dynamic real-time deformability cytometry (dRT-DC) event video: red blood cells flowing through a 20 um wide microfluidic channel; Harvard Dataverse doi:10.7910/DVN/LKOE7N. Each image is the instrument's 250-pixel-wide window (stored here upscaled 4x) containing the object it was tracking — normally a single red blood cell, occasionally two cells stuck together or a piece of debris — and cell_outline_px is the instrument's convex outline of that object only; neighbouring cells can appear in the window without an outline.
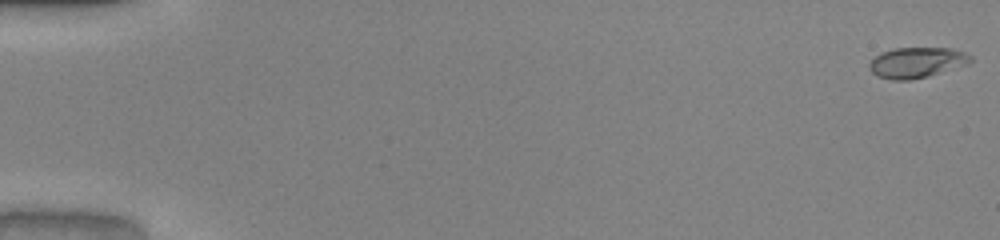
{"species": "common noctule bat (a hibernating species)", "species_latin": "Nyctalus noctula", "temperature_condition": "warm", "stored_images_in_passage": 49, "camera_frame_rate_fps": 3000, "um_per_image_px": 0.085, "animal": {"sex": "male", "body_mass_g": 20.0, "forearm_length_mm": 53.3}, "frame": {"image": 1, "passage_image": 1, "time_ms": 0.0, "image_size_px": [1000, 240], "cell_outline_px": [[972, 60], [968, 64], [928, 76], [908, 80], [892, 80], [876, 76], [868, 68], [868, 64], [880, 52], [892, 48], [952, 48], [964, 52], [972, 56]], "centroid_in_image_um": [77.9, 5.31], "position_along_channel_um": 7.1, "area_um2": 18.09}}
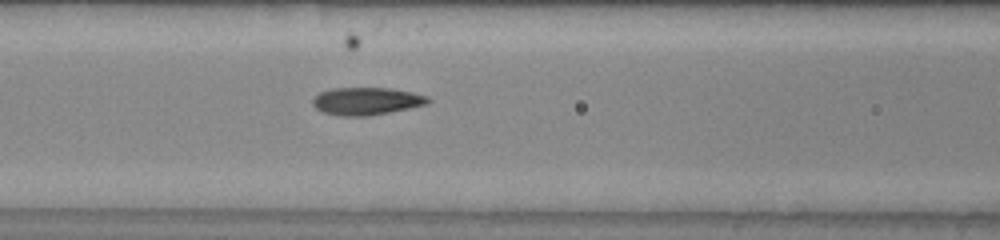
{"frame": {"image": 2, "passage_image": 23, "time_ms": 7.333, "image_size_px": [1000, 240], "cell_outline_px": [[432, 100], [428, 104], [368, 116], [340, 116], [320, 112], [312, 104], [312, 100], [320, 92], [332, 88], [392, 88], [412, 92], [428, 96]], "centroid_in_image_um": [31.15, 8.59], "position_along_channel_um": 135.5, "area_um2": 18.61}}
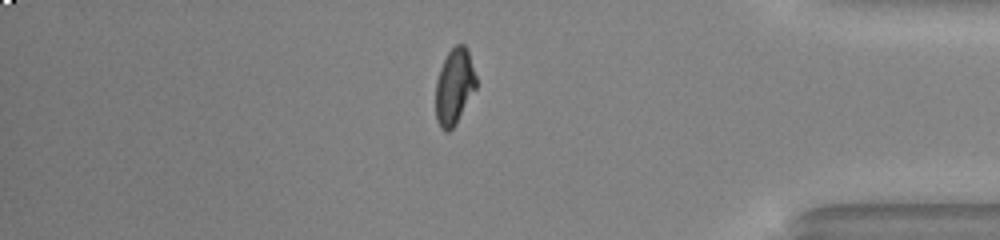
{"frame": {"image": 3, "passage_image": 44, "time_ms": 14.333, "image_size_px": [1000, 240], "cell_outline_px": [[476, 88], [456, 124], [448, 132], [444, 132], [440, 128], [436, 120], [436, 80], [440, 68], [448, 52], [456, 44], [464, 44], [468, 48], [476, 76]], "centroid_in_image_um": [38.62, 7.36], "position_along_channel_um": 396.6, "area_um2": 18.03}, "authors_computed_cell_mechanics": {"area_um2": 18.3226, "velocity_mm_per_s": 4.1096, "shape_relaxation_time_tau1_ms": 3.6896, "shape_relaxation_time_tau2_ms": 1.113, "deformation_change_tau1": 0.1901, "deformation_change_tau2": 0.058}}